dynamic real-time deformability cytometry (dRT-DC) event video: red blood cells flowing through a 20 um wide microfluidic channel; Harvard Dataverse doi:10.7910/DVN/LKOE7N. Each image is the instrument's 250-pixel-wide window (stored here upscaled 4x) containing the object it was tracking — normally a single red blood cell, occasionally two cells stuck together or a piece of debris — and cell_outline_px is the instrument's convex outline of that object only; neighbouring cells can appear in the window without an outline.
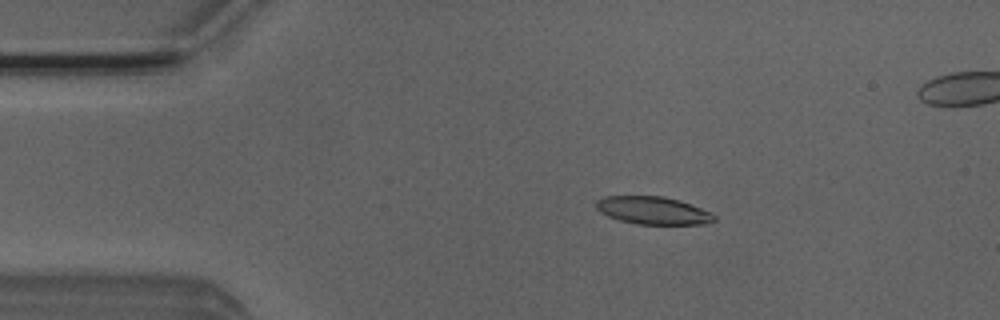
{"species": "Egyptian fruit bat (a non-hibernating species)", "species_latin": "Rousettus aegyptiacus", "temperature_condition": "room temperature", "stored_images_in_passage": 5, "camera_frame_rate_fps": 3000, "um_per_image_px": 0.085, "animal": {"sex": "male"}, "frame": {"image": 1, "passage_image": 3, "time_ms": 0.667, "image_size_px": [1000, 320], "cell_outline_px": [[716, 220], [704, 224], [636, 224], [620, 220], [608, 216], [600, 212], [596, 208], [596, 200], [604, 196], [664, 196], [680, 200], [712, 212], [716, 216]], "centroid_in_image_um": [55.52, 17.88], "position_along_channel_um": 29.5, "area_um2": 19.19}}